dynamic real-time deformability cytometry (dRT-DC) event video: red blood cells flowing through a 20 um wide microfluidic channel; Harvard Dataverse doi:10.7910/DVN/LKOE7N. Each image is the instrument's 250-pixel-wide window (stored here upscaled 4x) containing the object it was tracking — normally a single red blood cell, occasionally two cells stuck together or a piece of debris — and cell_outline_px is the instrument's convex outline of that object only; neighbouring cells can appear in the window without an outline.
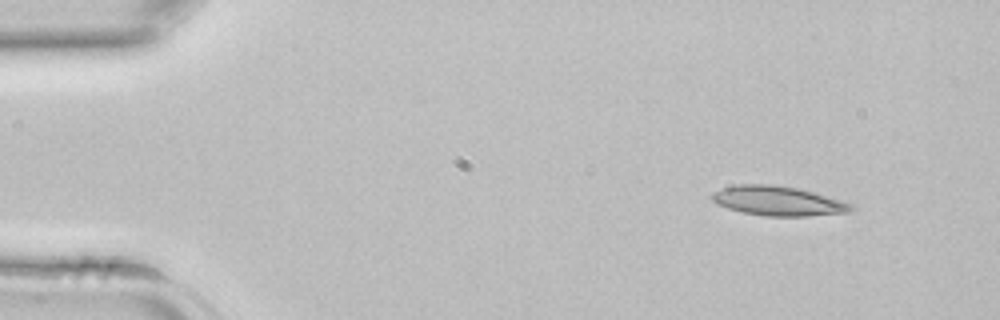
{"species": "common noctule bat (a hibernating species)", "species_latin": "Nyctalus noctula", "temperature_condition": "room temperature", "stored_images_in_passage": 42, "camera_frame_rate_fps": 3000, "um_per_image_px": 0.085, "animal": {"sex": "female", "body_mass_g": 22.7, "forearm_length_mm": 54.2}, "frame": {"image": 1, "passage_image": 4, "time_ms": 1.0, "image_size_px": [1000, 320], "cell_outline_px": [[856, 208], [848, 212], [808, 216], [764, 216], [744, 212], [728, 208], [712, 200], [712, 196], [716, 192], [724, 188], [740, 184], [772, 184], [796, 188], [812, 192], [840, 200], [852, 204]], "centroid_in_image_um": [66.18, 17.08], "position_along_channel_um": 18.8, "area_um2": 23.47}}
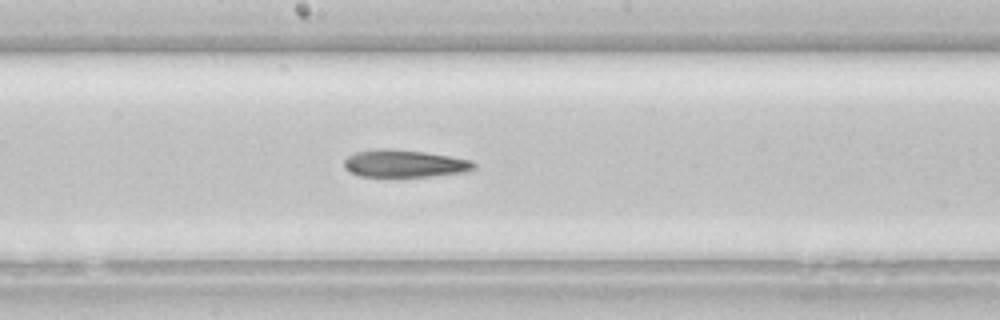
{"frame": {"image": 2, "passage_image": 22, "time_ms": 7.0, "image_size_px": [1000, 320], "cell_outline_px": [[476, 168], [464, 172], [428, 176], [360, 176], [348, 172], [344, 168], [344, 160], [348, 156], [356, 152], [376, 148], [388, 148], [424, 152], [472, 160], [476, 164]], "centroid_in_image_um": [34.34, 13.89], "position_along_channel_um": 213.9, "area_um2": 20.69}}
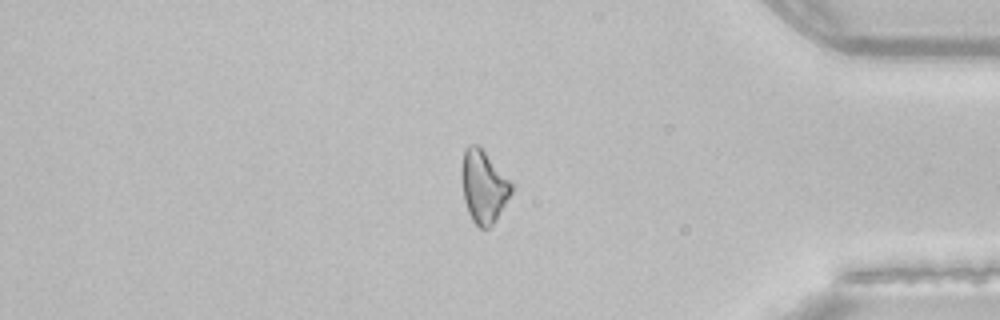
{"frame": {"image": 3, "passage_image": 35, "time_ms": 11.333, "image_size_px": [1000, 320], "cell_outline_px": [[512, 192], [496, 220], [488, 228], [480, 228], [472, 220], [468, 212], [464, 200], [464, 148], [468, 144], [476, 144], [484, 152], [512, 184]], "centroid_in_image_um": [41.12, 15.91], "position_along_channel_um": 394.1, "area_um2": 20.0}}